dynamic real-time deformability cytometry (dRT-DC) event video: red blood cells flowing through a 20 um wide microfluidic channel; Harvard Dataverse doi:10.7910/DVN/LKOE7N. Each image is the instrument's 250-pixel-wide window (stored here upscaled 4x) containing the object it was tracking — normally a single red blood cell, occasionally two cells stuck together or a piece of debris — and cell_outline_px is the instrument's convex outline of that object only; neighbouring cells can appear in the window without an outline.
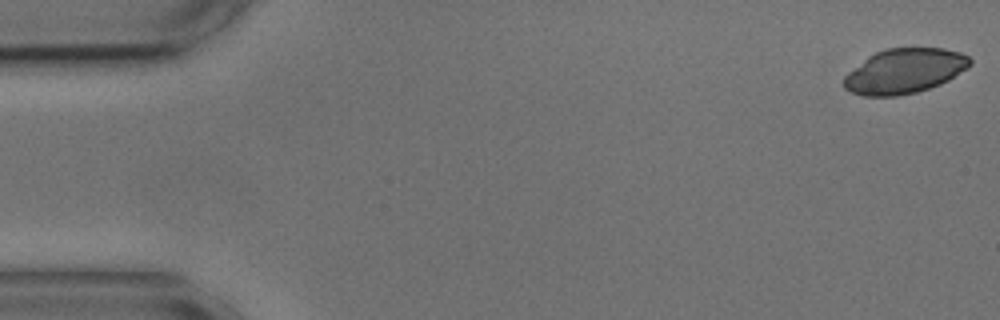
{"species": "common noctule bat (a hibernating species)", "species_latin": "Nyctalus noctula", "temperature_condition": "cold", "stored_images_in_passage": 19, "camera_frame_rate_fps": 3000, "um_per_image_px": 0.085, "animal": {"sex": "male", "body_mass_g": 17.9, "forearm_length_mm": 54.2}, "frame": {"image": 1, "passage_image": 1, "time_ms": 0.0, "image_size_px": [1000, 320], "cell_outline_px": [[972, 64], [968, 68], [948, 80], [940, 84], [916, 92], [896, 96], [864, 96], [852, 92], [844, 88], [844, 76], [848, 72], [868, 56], [884, 48], [944, 48], [960, 52], [968, 56], [972, 60]], "centroid_in_image_um": [76.89, 6.03], "position_along_channel_um": 8.1, "area_um2": 32.95}}